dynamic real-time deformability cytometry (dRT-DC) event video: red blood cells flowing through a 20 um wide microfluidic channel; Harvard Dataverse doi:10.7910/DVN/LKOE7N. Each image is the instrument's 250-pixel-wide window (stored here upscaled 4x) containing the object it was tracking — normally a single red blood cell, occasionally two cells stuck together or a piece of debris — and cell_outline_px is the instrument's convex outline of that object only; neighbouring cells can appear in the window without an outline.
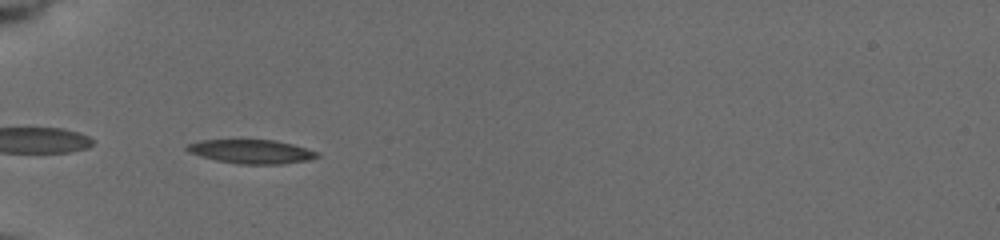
{"species": "common noctule bat (a hibernating species)", "species_latin": "Nyctalus noctula", "temperature_condition": "cold", "stored_images_in_passage": 37, "camera_frame_rate_fps": 3000, "um_per_image_px": 0.085, "animal": {"sex": "female", "body_mass_g": 19.5, "forearm_length_mm": 54.1}, "frame": {"image": 1, "passage_image": 1, "time_ms": 0.0, "image_size_px": [1000, 240], "cell_outline_px": [[320, 156], [308, 160], [280, 164], [236, 164], [216, 160], [200, 156], [188, 152], [184, 148], [188, 144], [200, 140], [272, 140], [292, 144], [320, 152]], "centroid_in_image_um": [21.36, 12.89], "position_along_channel_um": 63.6, "area_um2": 18.15}}
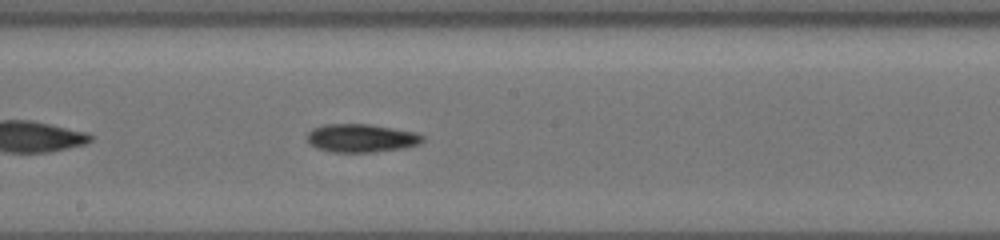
{"frame": {"image": 2, "passage_image": 14, "time_ms": 4.333, "image_size_px": [1000, 240], "cell_outline_px": [[424, 140], [420, 144], [408, 148], [372, 152], [332, 152], [316, 148], [308, 144], [304, 136], [312, 128], [324, 124], [368, 124], [416, 132], [424, 136]], "centroid_in_image_um": [30.68, 11.74], "position_along_channel_um": 217.5, "area_um2": 19.42}}
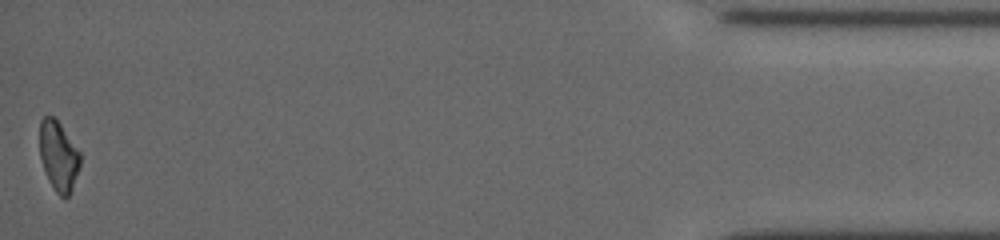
{"frame": {"image": 3, "passage_image": 37, "time_ms": 12.0, "image_size_px": [1000, 240], "cell_outline_px": [[80, 168], [72, 188], [68, 196], [60, 196], [56, 192], [48, 180], [40, 156], [40, 120], [44, 116], [56, 116], [80, 152]], "centroid_in_image_um": [4.98, 13.21], "position_along_channel_um": 430.2, "area_um2": 16.53}, "authors_computed_cell_mechanics": {"area_um2": 18.1492, "velocity_mm_per_s": 3.7609, "shape_relaxation_time_tau1_ms": 2.8757, "shape_relaxation_time_tau2_ms": null, "deformation_change_tau1": 0.1068, "deformation_change_tau2": null}}